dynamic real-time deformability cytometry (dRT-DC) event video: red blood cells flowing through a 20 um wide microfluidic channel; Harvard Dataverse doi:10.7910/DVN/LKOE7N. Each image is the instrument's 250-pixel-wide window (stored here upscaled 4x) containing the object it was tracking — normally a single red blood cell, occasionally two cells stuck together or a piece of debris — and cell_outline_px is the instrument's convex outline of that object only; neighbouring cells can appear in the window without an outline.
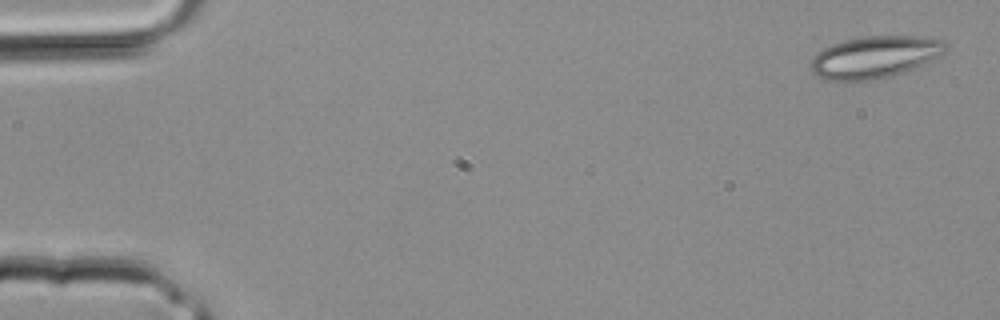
{"species": "common noctule bat (a hibernating species)", "species_latin": "Nyctalus noctula", "temperature_condition": "room temperature", "stored_images_in_passage": 4, "segment_of_instrument_passage": [2, 2], "camera_frame_rate_fps": 3000, "um_per_image_px": 0.085, "animal": {"sex": "male", "body_mass_g": 20.4}, "frame": {"image": 1, "passage_image": 4, "time_ms": 1.0, "image_size_px": [1000, 320], "cell_outline_px": [[948, 48], [944, 52], [924, 64], [888, 76], [872, 80], [828, 80], [816, 76], [808, 68], [808, 64], [824, 48], [832, 44], [844, 40], [864, 36], [924, 36], [940, 40]], "centroid_in_image_um": [74.31, 4.84], "position_along_channel_um": 10.7, "area_um2": 32.6}}